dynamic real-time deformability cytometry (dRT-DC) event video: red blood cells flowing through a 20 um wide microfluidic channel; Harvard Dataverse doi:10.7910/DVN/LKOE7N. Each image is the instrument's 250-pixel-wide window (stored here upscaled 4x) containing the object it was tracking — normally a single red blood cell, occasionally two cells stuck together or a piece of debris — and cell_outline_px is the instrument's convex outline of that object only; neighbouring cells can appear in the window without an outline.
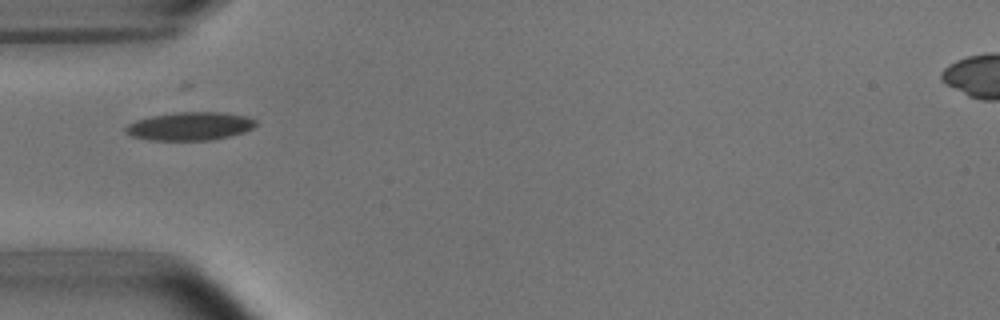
{"species": "common noctule bat (a hibernating species)", "species_latin": "Nyctalus noctula", "temperature_condition": "room temperature", "stored_images_in_passage": 11, "camera_frame_rate_fps": 3000, "um_per_image_px": 0.085, "animal": {"sex": "male", "body_mass_g": 15.6}, "frame": {"image": 1, "passage_image": 1, "time_ms": 0.0, "image_size_px": [1000, 320], "cell_outline_px": [[256, 124], [252, 128], [244, 132], [212, 140], [152, 140], [132, 136], [124, 132], [124, 128], [128, 124], [136, 120], [152, 116], [176, 112], [224, 112], [244, 116], [256, 120]], "centroid_in_image_um": [16.13, 10.72], "position_along_channel_um": 68.9, "area_um2": 21.33}}
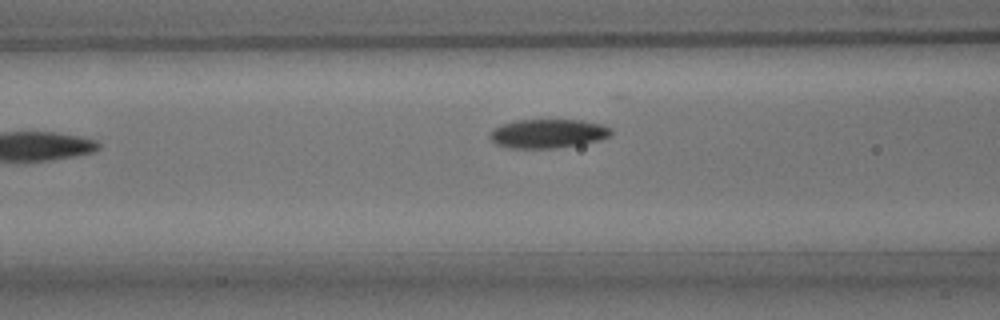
{"frame": {"image": 2, "passage_image": 5, "time_ms": 1.333, "image_size_px": [1000, 320], "cell_outline_px": [[612, 136], [600, 140], [580, 144], [556, 148], [512, 148], [496, 144], [488, 136], [492, 128], [500, 124], [516, 120], [580, 120], [604, 124], [612, 128]], "centroid_in_image_um": [46.59, 11.34], "position_along_channel_um": 120.0, "area_um2": 20.69}}